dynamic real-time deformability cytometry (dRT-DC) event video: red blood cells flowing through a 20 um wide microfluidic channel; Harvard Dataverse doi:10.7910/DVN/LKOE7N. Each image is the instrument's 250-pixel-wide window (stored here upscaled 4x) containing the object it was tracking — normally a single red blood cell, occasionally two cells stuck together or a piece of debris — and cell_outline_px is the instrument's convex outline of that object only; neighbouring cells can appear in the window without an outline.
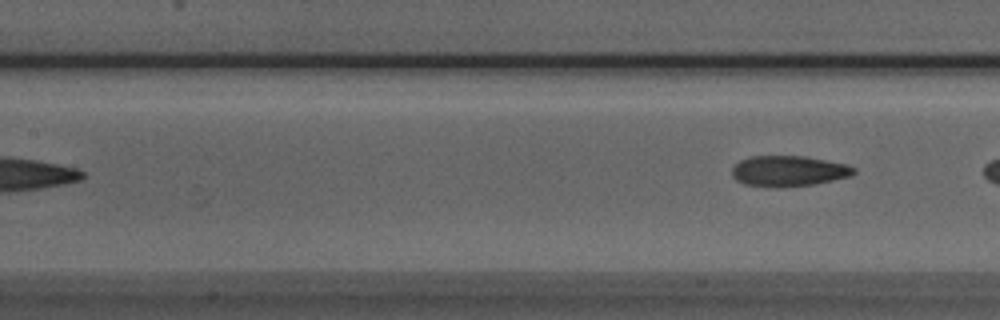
{"species": "Egyptian fruit bat (a non-hibernating species)", "species_latin": "Rousettus aegyptiacus", "temperature_condition": "room temperature", "stored_images_in_passage": 7, "camera_frame_rate_fps": 3000, "um_per_image_px": 0.085, "animal": {"sex": "male"}, "frame": {"image": 1, "passage_image": 7, "time_ms": 2.0, "image_size_px": [1000, 320], "cell_outline_px": [[856, 172], [852, 176], [812, 184], [780, 188], [772, 188], [744, 184], [736, 180], [732, 176], [732, 168], [740, 160], [752, 156], [804, 156], [848, 164], [856, 168]], "centroid_in_image_um": [67.03, 14.54], "position_along_channel_um": 140.4, "area_um2": 21.96}}